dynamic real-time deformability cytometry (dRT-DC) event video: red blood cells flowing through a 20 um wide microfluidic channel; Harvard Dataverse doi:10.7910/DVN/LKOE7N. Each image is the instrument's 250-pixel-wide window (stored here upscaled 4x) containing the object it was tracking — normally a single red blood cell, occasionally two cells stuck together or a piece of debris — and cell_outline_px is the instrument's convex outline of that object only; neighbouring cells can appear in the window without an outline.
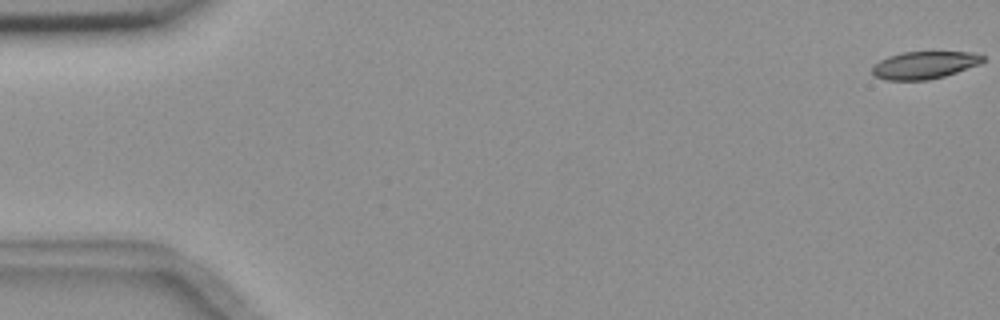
{"species": "common noctule bat (a hibernating species)", "species_latin": "Nyctalus noctula", "temperature_condition": "room temperature", "stored_images_in_passage": 6, "camera_frame_rate_fps": 3000, "um_per_image_px": 0.085, "animal": {"sex": "female", "body_mass_g": 18.4}, "frame": {"image": 1, "passage_image": 1, "time_ms": 0.0, "image_size_px": [1000, 320], "cell_outline_px": [[984, 60], [980, 64], [944, 76], [928, 80], [888, 80], [876, 76], [872, 72], [872, 68], [880, 60], [888, 56], [900, 52], [972, 52], [984, 56]], "centroid_in_image_um": [78.58, 5.52], "position_along_channel_um": 6.4, "area_um2": 17.57}}
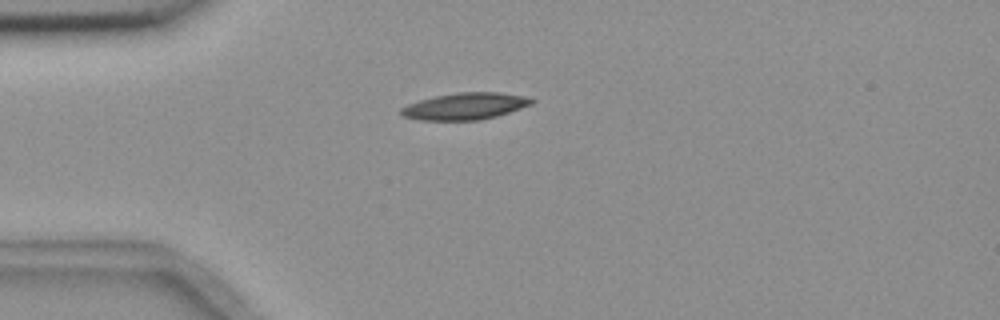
{"frame": {"image": 2, "passage_image": 5, "time_ms": 4.667, "image_size_px": [1000, 320], "cell_outline_px": [[536, 100], [532, 104], [496, 116], [480, 120], [420, 120], [404, 116], [400, 112], [400, 108], [408, 104], [420, 100], [436, 96], [456, 92], [500, 92], [524, 96]], "centroid_in_image_um": [39.54, 9.02], "position_along_channel_um": 45.5, "area_um2": 20.23}}